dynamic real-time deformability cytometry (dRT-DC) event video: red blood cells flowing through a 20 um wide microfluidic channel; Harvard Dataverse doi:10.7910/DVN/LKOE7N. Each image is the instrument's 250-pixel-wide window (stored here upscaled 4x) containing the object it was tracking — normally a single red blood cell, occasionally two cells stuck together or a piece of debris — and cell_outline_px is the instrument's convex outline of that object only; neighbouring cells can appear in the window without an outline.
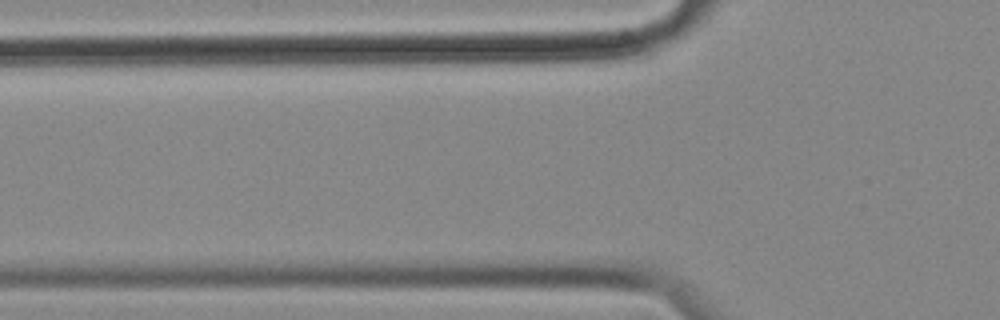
{"species": "common noctule bat (a hibernating species)", "species_latin": "Nyctalus noctula", "temperature_condition": "cold", "stored_images_in_passage": 3, "camera_frame_rate_fps": 3000, "um_per_image_px": 0.085, "animal": {"sex": "female", "body_mass_g": 18.4}, "frame": {"image": 1, "passage_image": 2, "time_ms": 0.333, "image_size_px": [1000, 320], "cell_outline_px": [[644, 40], [632, 52], [624, 56], [608, 60], [456, 64], [400, 64], [380, 60], [424, 48], [640, 40]], "centroid_in_image_um": [44.1, 4.53], "position_along_channel_um": 81.7, "area_um2": 29.77}}